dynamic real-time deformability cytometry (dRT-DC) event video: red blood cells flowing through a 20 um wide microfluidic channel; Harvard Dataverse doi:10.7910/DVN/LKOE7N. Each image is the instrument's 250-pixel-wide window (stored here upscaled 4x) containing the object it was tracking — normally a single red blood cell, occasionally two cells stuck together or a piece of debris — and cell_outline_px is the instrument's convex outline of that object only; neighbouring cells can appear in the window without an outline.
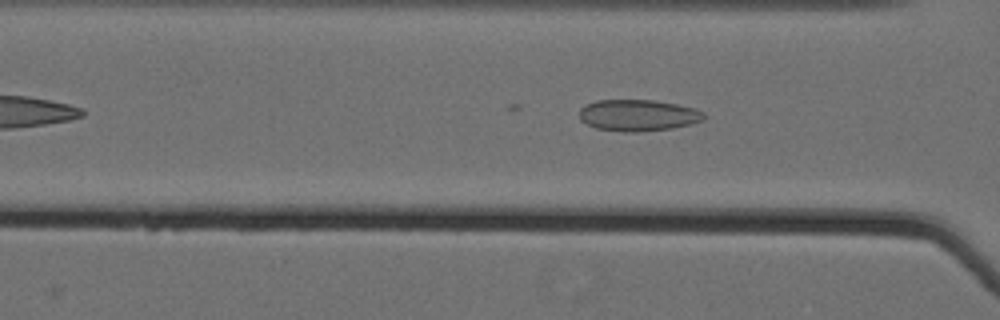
{"species": "Egyptian fruit bat (a non-hibernating species)", "species_latin": "Rousettus aegyptiacus", "temperature_condition": "cold", "stored_images_in_passage": 39, "camera_frame_rate_fps": 3000, "um_per_image_px": 0.085, "animal": {"sex": "female"}, "frame": {"image": 1, "passage_image": 7, "time_ms": 2.0, "image_size_px": [1000, 320], "cell_outline_px": [[704, 120], [672, 128], [636, 132], [624, 132], [596, 128], [580, 120], [580, 108], [596, 100], [652, 100], [676, 104], [696, 108], [704, 112]], "centroid_in_image_um": [54.24, 9.8], "position_along_channel_um": 112.4, "area_um2": 22.72}}
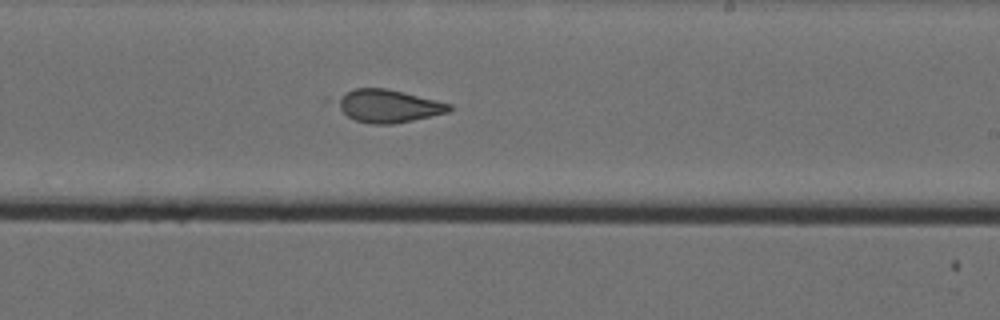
{"frame": {"image": 2, "passage_image": 19, "time_ms": 6.0, "image_size_px": [1000, 320], "cell_outline_px": [[452, 108], [448, 112], [412, 120], [392, 124], [368, 124], [356, 120], [348, 116], [320, 100], [324, 96], [356, 88], [384, 88], [404, 92], [452, 104]], "centroid_in_image_um": [32.67, 8.97], "position_along_channel_um": 256.3, "area_um2": 22.83}}
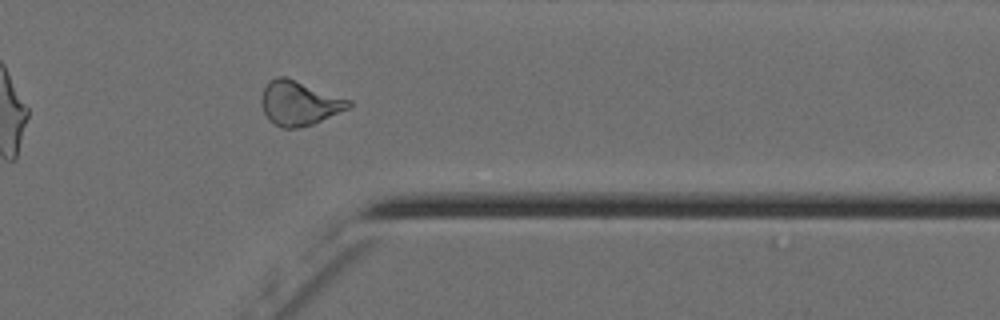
{"frame": {"image": 3, "passage_image": 30, "time_ms": 9.667, "image_size_px": [1000, 320], "cell_outline_px": [[352, 104], [348, 108], [312, 124], [300, 128], [280, 128], [268, 120], [264, 112], [260, 100], [264, 88], [268, 80], [276, 76], [284, 76], [352, 100]], "centroid_in_image_um": [25.4, 8.76], "position_along_channel_um": 386.0, "area_um2": 22.54}}